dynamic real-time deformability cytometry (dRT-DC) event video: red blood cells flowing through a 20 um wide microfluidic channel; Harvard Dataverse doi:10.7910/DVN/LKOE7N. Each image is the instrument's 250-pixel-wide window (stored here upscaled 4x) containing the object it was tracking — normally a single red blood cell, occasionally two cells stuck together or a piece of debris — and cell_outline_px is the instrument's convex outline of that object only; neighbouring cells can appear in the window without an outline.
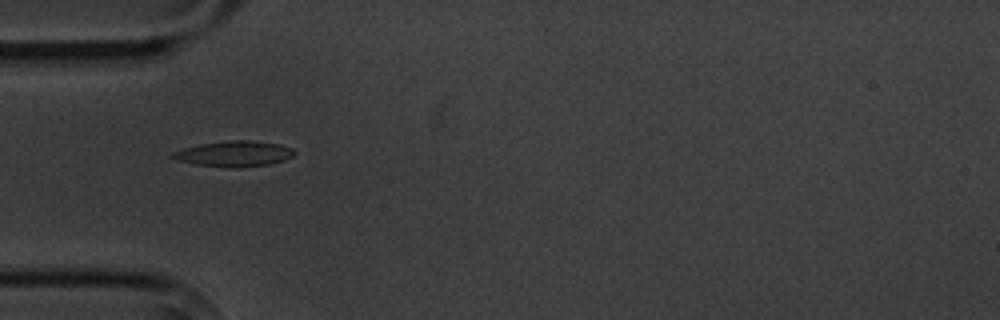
{"species": "common noctule bat (a hibernating species)", "species_latin": "Nyctalus noctula", "temperature_condition": "cold", "stored_images_in_passage": 5, "camera_frame_rate_fps": 3000, "um_per_image_px": 0.085, "animal": {"sex": "male", "body_mass_g": 20.1, "forearm_length_mm": 53.5}, "frame": {"image": 1, "passage_image": 1, "time_ms": 0.0, "image_size_px": [1000, 320], "cell_outline_px": [[296, 152], [292, 156], [284, 160], [272, 164], [240, 168], [232, 168], [196, 164], [176, 160], [168, 156], [172, 152], [184, 148], [200, 144], [232, 140], [248, 140], [280, 144], [292, 148]], "centroid_in_image_um": [19.9, 13.08], "position_along_channel_um": 65.1, "area_um2": 18.26}}
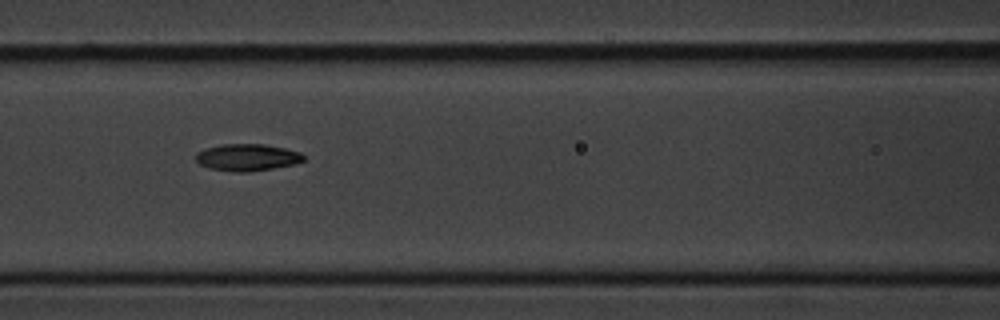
{"frame": {"image": 2, "passage_image": 3, "time_ms": 2.333, "image_size_px": [1000, 320], "cell_outline_px": [[304, 160], [296, 164], [248, 172], [236, 172], [208, 168], [200, 164], [196, 160], [196, 152], [204, 148], [220, 144], [264, 144], [284, 148], [300, 152], [304, 156]], "centroid_in_image_um": [20.99, 13.37], "position_along_channel_um": 145.6, "area_um2": 16.99}}
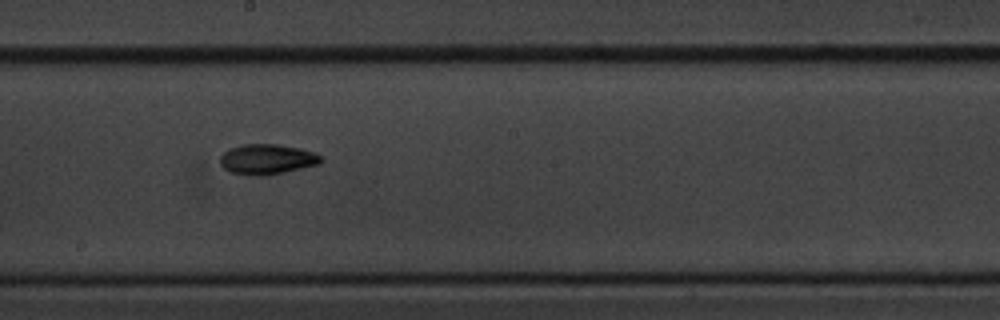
{"frame": {"image": 3, "passage_image": 5, "time_ms": 4.667, "image_size_px": [1000, 320], "cell_outline_px": [[324, 160], [320, 164], [268, 176], [252, 176], [228, 172], [220, 164], [220, 156], [228, 148], [244, 144], [276, 144], [300, 148], [316, 152]], "centroid_in_image_um": [22.7, 13.55], "position_along_channel_um": 225.5, "area_um2": 18.15}}